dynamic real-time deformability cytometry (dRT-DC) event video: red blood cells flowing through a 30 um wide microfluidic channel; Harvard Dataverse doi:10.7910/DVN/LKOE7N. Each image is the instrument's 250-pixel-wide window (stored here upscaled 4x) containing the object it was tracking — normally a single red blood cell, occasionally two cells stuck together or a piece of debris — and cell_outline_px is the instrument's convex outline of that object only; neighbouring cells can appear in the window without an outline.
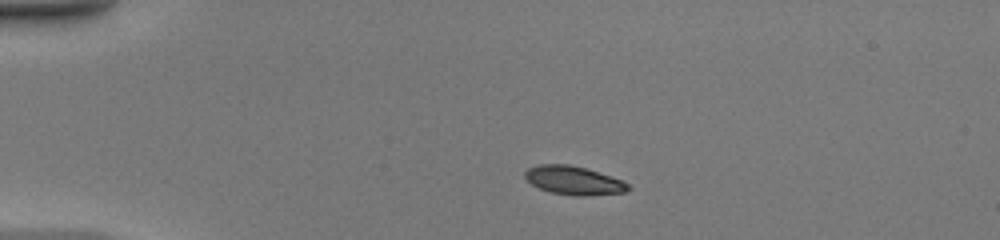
{"species": "common noctule bat (a hibernating species)", "species_latin": "Nyctalus noctula", "temperature_condition": "warm", "stored_images_in_passage": 37, "camera_frame_rate_fps": 3000, "um_per_image_px": 0.085, "animal": {"sex": "female", "body_mass_g": 20.0, "forearm_length_mm": 54.0}, "frame": {"image": 1, "passage_image": 1, "time_ms": 0.0, "image_size_px": [1000, 240], "cell_outline_px": [[632, 188], [624, 192], [584, 196], [576, 196], [552, 192], [540, 188], [532, 184], [524, 176], [524, 172], [528, 168], [540, 164], [568, 164], [584, 168], [624, 180]], "centroid_in_image_um": [48.78, 15.33], "position_along_channel_um": 36.2, "area_um2": 17.05}}
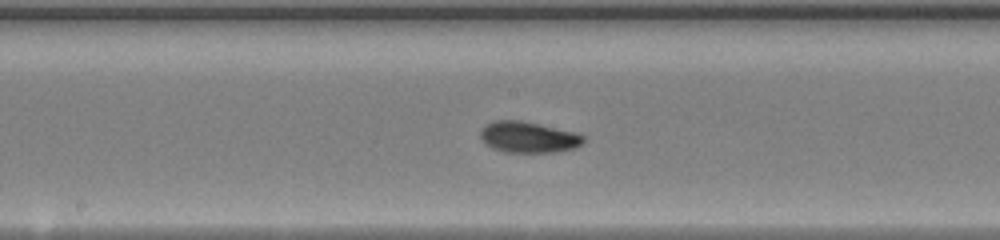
{"frame": {"image": 2, "passage_image": 16, "time_ms": 5.0, "image_size_px": [1000, 240], "cell_outline_px": [[584, 140], [576, 148], [556, 152], [504, 152], [492, 148], [480, 136], [480, 132], [484, 124], [492, 120], [520, 120], [576, 132], [584, 136]], "centroid_in_image_um": [44.9, 11.65], "position_along_channel_um": 203.3, "area_um2": 18.67}}
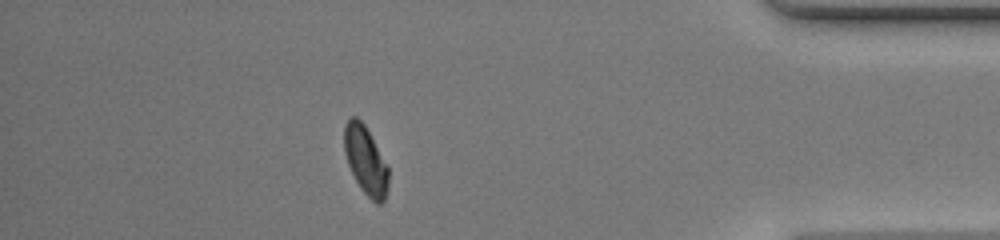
{"frame": {"image": 3, "passage_image": 32, "time_ms": 10.333, "image_size_px": [1000, 240], "cell_outline_px": [[388, 188], [384, 200], [380, 204], [376, 204], [360, 188], [348, 164], [344, 152], [344, 124], [348, 116], [356, 116], [364, 124], [388, 168]], "centroid_in_image_um": [31.05, 13.62], "position_along_channel_um": 404.1, "area_um2": 17.4}, "authors_computed_cell_mechanics": {"area_um2": 17.7446, "velocity_mm_per_s": 4.4457, "shape_relaxation_time_tau1_ms": 3.1906, "shape_relaxation_time_tau2_ms": 1.6458, "deformation_change_tau1": 0.1263, "deformation_change_tau2": 0.0515}}